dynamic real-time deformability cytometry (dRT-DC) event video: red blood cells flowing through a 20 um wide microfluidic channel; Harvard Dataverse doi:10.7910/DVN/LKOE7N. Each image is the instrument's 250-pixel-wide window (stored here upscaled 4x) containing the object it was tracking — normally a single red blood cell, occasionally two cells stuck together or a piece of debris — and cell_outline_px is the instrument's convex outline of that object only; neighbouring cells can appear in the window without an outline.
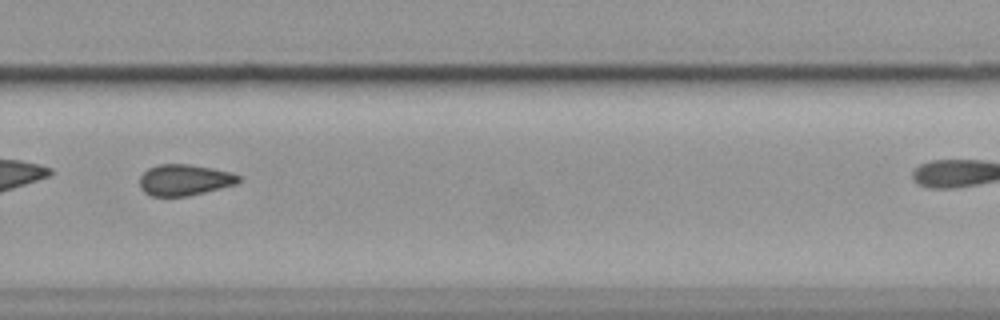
{"species": "common noctule bat (a hibernating species)", "species_latin": "Nyctalus noctula", "temperature_condition": "cold", "stored_images_in_passage": 30, "camera_frame_rate_fps": 3000, "um_per_image_px": 0.085, "animal": {"sex": "female", "body_mass_g": 19.9}, "frame": {"image": 1, "passage_image": 22, "time_ms": 7.0, "image_size_px": [1000, 320], "cell_outline_px": [[240, 180], [236, 184], [188, 196], [152, 196], [144, 192], [140, 188], [140, 176], [148, 168], [160, 164], [188, 164], [212, 168], [232, 172], [240, 176]], "centroid_in_image_um": [15.67, 15.29], "position_along_channel_um": 314.1, "area_um2": 17.92}}